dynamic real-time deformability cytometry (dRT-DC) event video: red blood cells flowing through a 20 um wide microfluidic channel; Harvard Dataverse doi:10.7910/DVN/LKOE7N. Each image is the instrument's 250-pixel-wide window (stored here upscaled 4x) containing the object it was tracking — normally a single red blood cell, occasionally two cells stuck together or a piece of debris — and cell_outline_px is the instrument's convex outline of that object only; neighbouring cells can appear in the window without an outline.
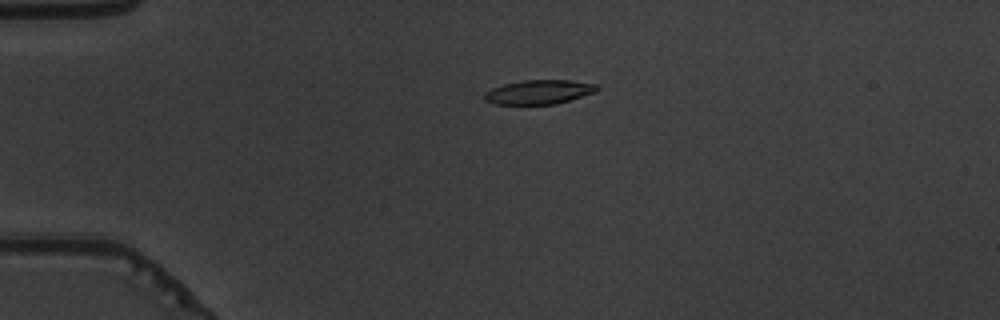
{"species": "common noctule bat (a hibernating species)", "species_latin": "Nyctalus noctula", "temperature_condition": "warm", "stored_images_in_passage": 43, "camera_frame_rate_fps": 3000, "um_per_image_px": 0.085, "animal": {"sex": "male", "body_mass_g": 19.5, "forearm_length_mm": 54.6}, "frame": {"image": 1, "passage_image": 2, "time_ms": 0.333, "image_size_px": [1000, 320], "cell_outline_px": [[600, 88], [596, 92], [556, 104], [492, 104], [484, 100], [484, 92], [492, 88], [504, 84], [520, 80], [572, 80], [600, 84]], "centroid_in_image_um": [45.84, 7.81], "position_along_channel_um": 39.2, "area_um2": 16.13}}
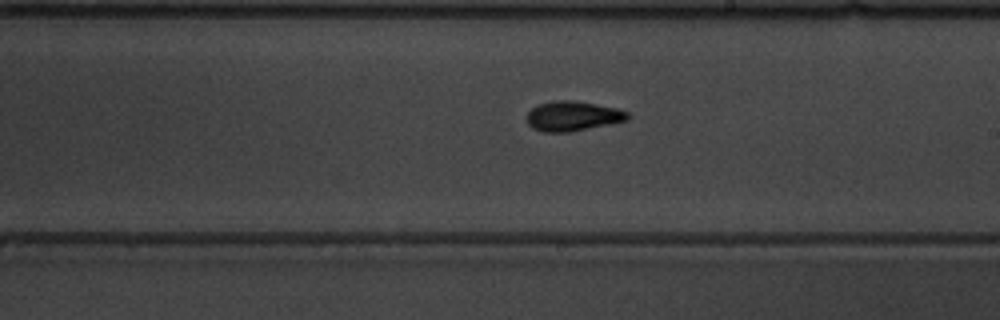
{"frame": {"image": 2, "passage_image": 21, "time_ms": 6.667, "image_size_px": [1000, 320], "cell_outline_px": [[628, 120], [568, 132], [544, 132], [532, 128], [524, 120], [524, 116], [532, 108], [540, 104], [560, 100], [576, 100], [620, 108], [628, 112]], "centroid_in_image_um": [48.66, 9.86], "position_along_channel_um": 240.3, "area_um2": 17.63}}
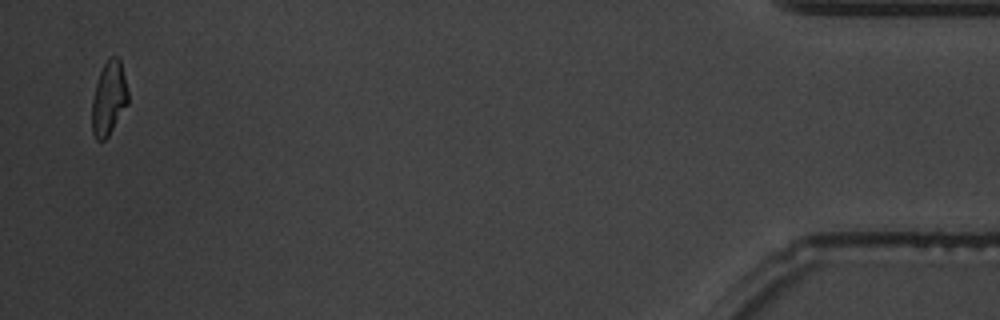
{"frame": {"image": 3, "passage_image": 42, "time_ms": 13.667, "image_size_px": [1000, 320], "cell_outline_px": [[128, 104], [108, 136], [104, 140], [96, 140], [92, 132], [92, 100], [96, 84], [100, 72], [104, 64], [112, 56], [116, 56], [120, 60], [128, 92]], "centroid_in_image_um": [9.25, 8.38], "position_along_channel_um": 426.0, "area_um2": 15.32}, "authors_computed_cell_mechanics": {"area_um2": 16.5886, "velocity_mm_per_s": 3.7868, "shape_relaxation_time_tau1_ms": 2.702, "shape_relaxation_time_tau2_ms": 2.1684, "deformation_change_tau1": 0.1931, "deformation_change_tau2": 0.0953}}